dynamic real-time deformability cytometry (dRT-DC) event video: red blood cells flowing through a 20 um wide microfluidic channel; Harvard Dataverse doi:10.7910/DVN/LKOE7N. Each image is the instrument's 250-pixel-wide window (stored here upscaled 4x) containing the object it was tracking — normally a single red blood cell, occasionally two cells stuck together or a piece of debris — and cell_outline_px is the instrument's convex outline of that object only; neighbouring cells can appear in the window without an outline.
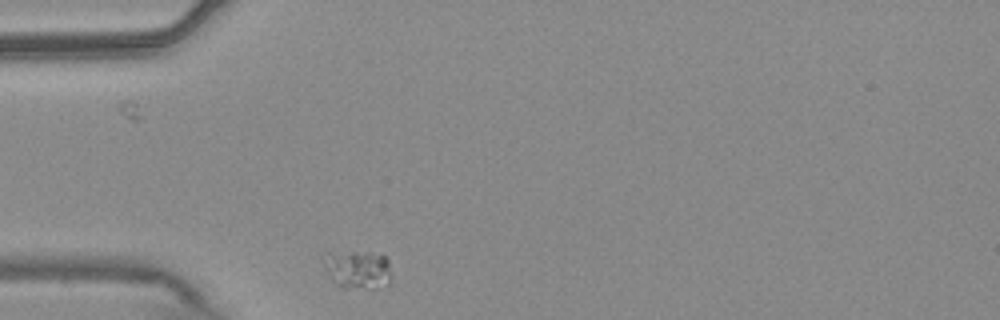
{"species": "common noctule bat (a hibernating species)", "species_latin": "Nyctalus noctula", "temperature_condition": "warm", "stored_images_in_passage": 32, "camera_frame_rate_fps": 3000, "um_per_image_px": 0.085, "animal": {"sex": "male", "body_mass_g": 20.4}, "frame": {"image": 1, "passage_image": 1, "time_ms": 0.0, "image_size_px": [1000, 320], "cell_outline_px": [[392, 280], [388, 284], [372, 288], [344, 288], [332, 280], [320, 256], [352, 252], [368, 252], [384, 256], [388, 260], [392, 276]], "centroid_in_image_um": [30.46, 22.92], "position_along_channel_um": 54.5, "area_um2": 14.91}}
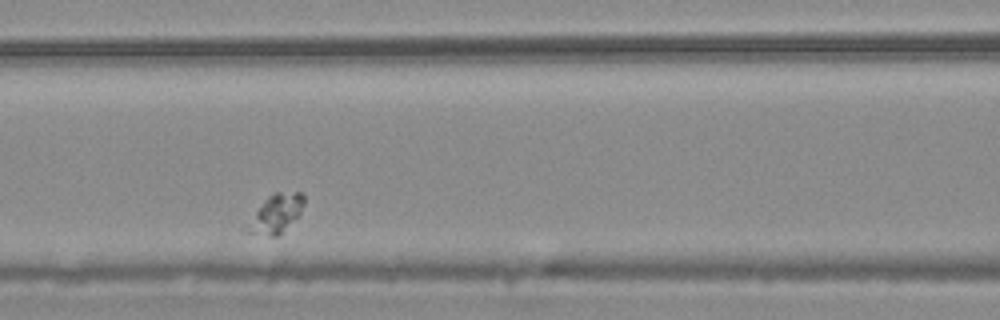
{"frame": {"image": 2, "passage_image": 10, "time_ms": 3.0, "image_size_px": [1000, 320], "cell_outline_px": [[304, 204], [300, 212], [276, 236], [268, 236], [248, 232], [244, 228], [264, 200], [268, 196], [276, 192], [300, 192], [304, 196]], "centroid_in_image_um": [23.43, 18.14], "position_along_channel_um": 143.2, "area_um2": 12.2}}
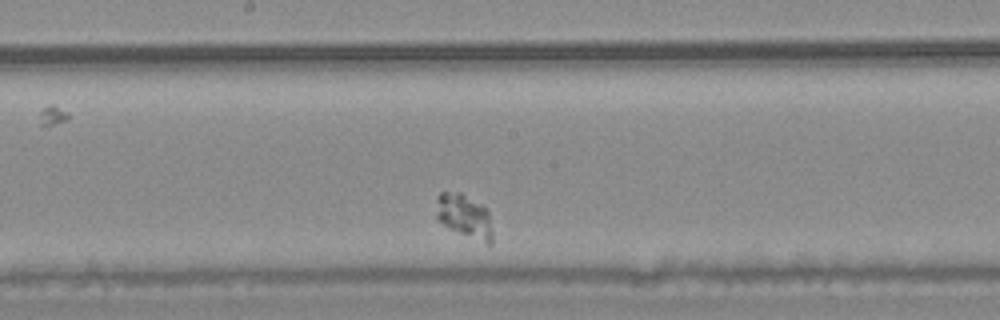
{"frame": {"image": 3, "passage_image": 16, "time_ms": 5.0, "image_size_px": [1000, 320], "cell_outline_px": [[492, 244], [488, 244], [448, 228], [436, 220], [436, 196], [440, 192], [460, 192], [484, 204], [488, 212], [492, 232]], "centroid_in_image_um": [39.45, 18.33], "position_along_channel_um": 208.8, "area_um2": 14.57}}